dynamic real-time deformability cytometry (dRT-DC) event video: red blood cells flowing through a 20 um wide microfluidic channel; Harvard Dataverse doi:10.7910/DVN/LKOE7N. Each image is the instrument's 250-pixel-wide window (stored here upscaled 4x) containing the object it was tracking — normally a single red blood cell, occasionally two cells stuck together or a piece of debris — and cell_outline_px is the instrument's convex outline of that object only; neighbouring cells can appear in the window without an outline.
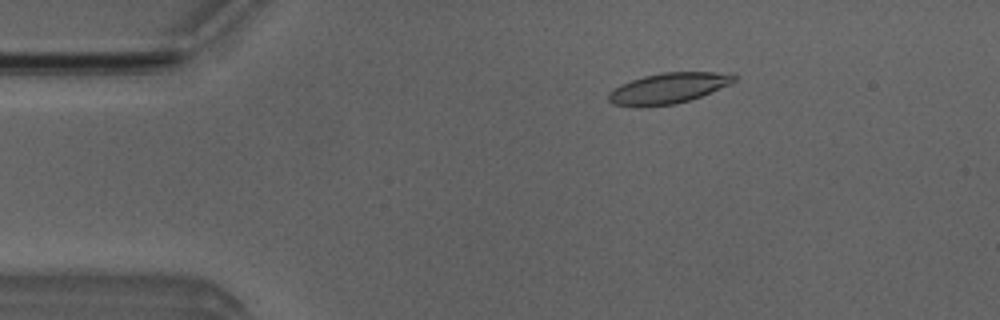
{"species": "Egyptian fruit bat (a non-hibernating species)", "species_latin": "Rousettus aegyptiacus", "temperature_condition": "room temperature", "stored_images_in_passage": 48, "camera_frame_rate_fps": 3000, "um_per_image_px": 0.085, "animal": {"sex": "male"}, "frame": {"image": 1, "passage_image": 5, "time_ms": 1.333, "image_size_px": [1000, 320], "cell_outline_px": [[736, 80], [728, 84], [700, 96], [676, 104], [640, 108], [636, 108], [612, 104], [608, 100], [608, 92], [620, 84], [644, 76], [664, 72], [712, 72], [736, 76]], "centroid_in_image_um": [56.68, 7.53], "position_along_channel_um": 28.3, "area_um2": 22.31}}
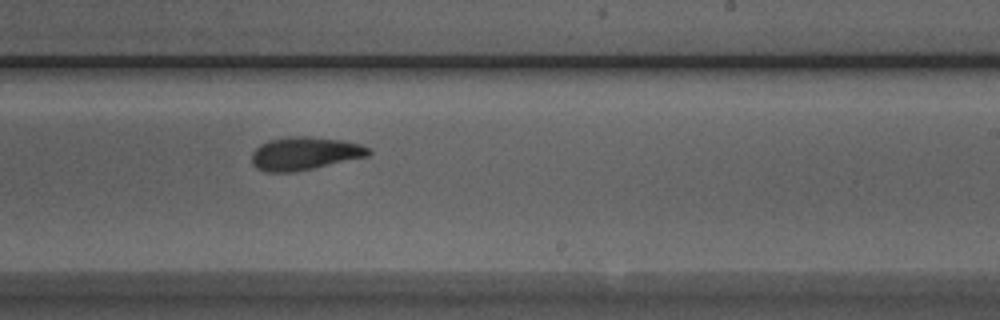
{"frame": {"image": 2, "passage_image": 27, "time_ms": 8.667, "image_size_px": [1000, 320], "cell_outline_px": [[372, 152], [368, 156], [296, 172], [264, 172], [256, 168], [252, 164], [252, 152], [260, 144], [268, 140], [288, 136], [308, 136], [344, 140], [360, 144], [368, 148]], "centroid_in_image_um": [25.87, 13.04], "position_along_channel_um": 263.1, "area_um2": 22.72}}
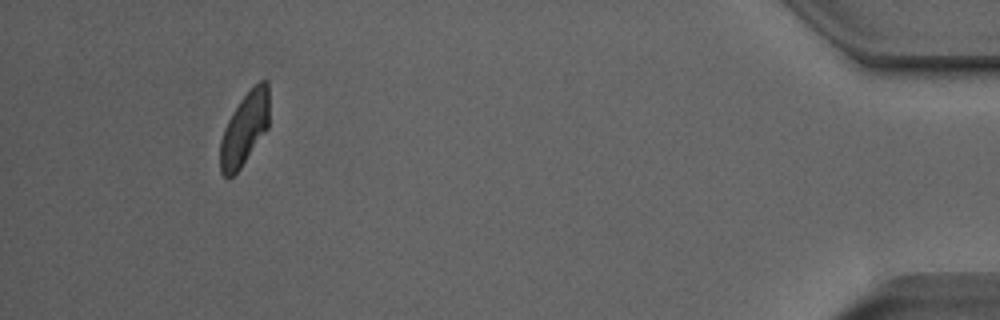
{"frame": {"image": 3, "passage_image": 44, "time_ms": 14.333, "image_size_px": [1000, 320], "cell_outline_px": [[268, 128], [240, 168], [228, 180], [220, 172], [220, 140], [224, 128], [232, 112], [240, 100], [260, 80], [268, 80]], "centroid_in_image_um": [20.77, 10.97], "position_along_channel_um": 414.4, "area_um2": 20.63}, "authors_computed_cell_mechanics": {"area_um2": 22.3397, "velocity_mm_per_s": 3.9539, "shape_relaxation_time_tau1_ms": 5.2317, "shape_relaxation_time_tau2_ms": 3.758, "deformation_change_tau1": 0.1587, "deformation_change_tau2": 0.1042}}